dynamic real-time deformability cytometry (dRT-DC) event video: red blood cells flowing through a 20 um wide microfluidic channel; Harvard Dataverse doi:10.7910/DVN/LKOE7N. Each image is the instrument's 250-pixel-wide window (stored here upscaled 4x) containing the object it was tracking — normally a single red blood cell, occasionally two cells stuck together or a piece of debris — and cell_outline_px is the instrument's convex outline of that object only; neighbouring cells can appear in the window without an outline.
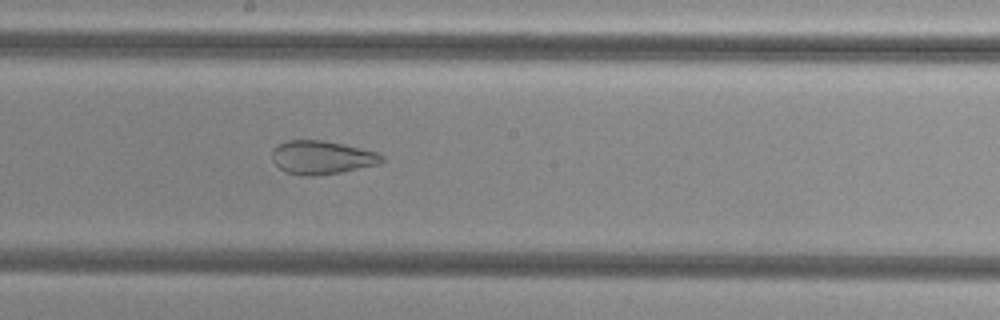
{"species": "common noctule bat (a hibernating species)", "species_latin": "Nyctalus noctula", "temperature_condition": "cold", "stored_images_in_passage": 47, "camera_frame_rate_fps": 3000, "um_per_image_px": 0.085, "animal": {"sex": "female", "body_mass_g": 29.2, "forearm_length_mm": 56.3}, "frame": {"image": 1, "passage_image": 26, "time_ms": 8.333, "image_size_px": [1000, 320], "cell_outline_px": [[384, 160], [380, 164], [340, 172], [316, 176], [300, 176], [284, 172], [272, 160], [272, 152], [280, 144], [288, 140], [324, 140], [380, 152], [384, 156]], "centroid_in_image_um": [27.39, 13.39], "position_along_channel_um": 220.8, "area_um2": 21.56}}
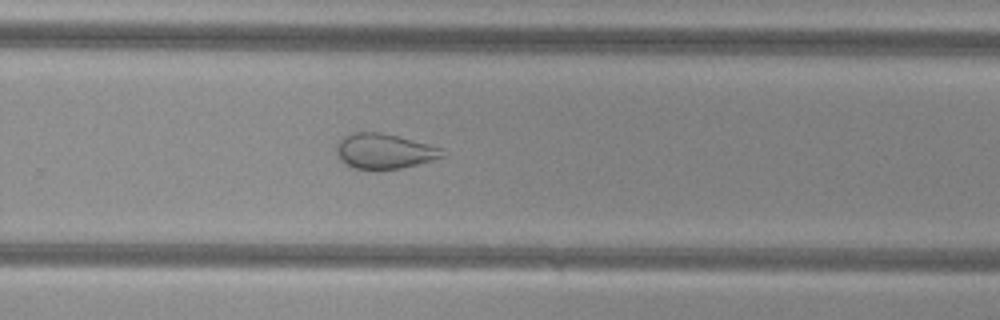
{"frame": {"image": 2, "passage_image": 32, "time_ms": 10.333, "image_size_px": [1000, 320], "cell_outline_px": [[448, 152], [444, 156], [432, 160], [400, 168], [352, 168], [344, 164], [336, 156], [336, 144], [344, 136], [352, 132], [380, 132], [396, 136], [440, 148]], "centroid_in_image_um": [32.6, 12.84], "position_along_channel_um": 297.2, "area_um2": 21.33}}
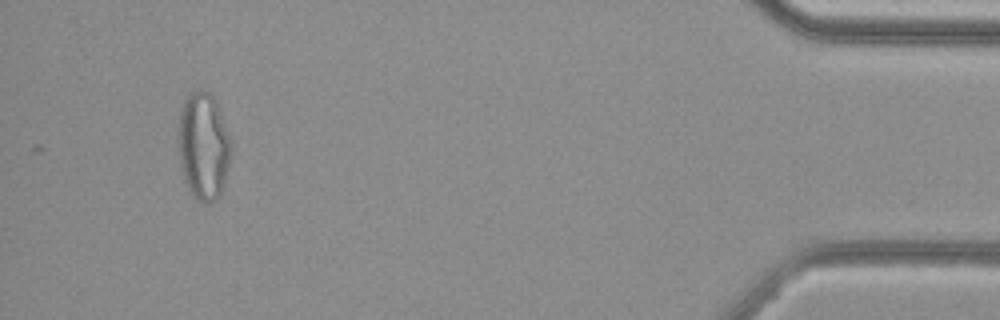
{"frame": {"image": 3, "passage_image": 47, "time_ms": 15.333, "image_size_px": [1000, 320], "cell_outline_px": [[232, 152], [224, 184], [220, 196], [208, 204], [196, 200], [192, 196], [184, 180], [180, 164], [176, 136], [180, 112], [184, 100], [196, 88], [200, 88], [212, 92], [216, 100], [232, 144]], "centroid_in_image_um": [17.28, 12.4], "position_along_channel_um": 417.9, "area_um2": 33.93}, "authors_computed_cell_mechanics": {"area_um2": 29.8248, "velocity_mm_per_s": 3.8189, "shape_relaxation_time_tau1_ms": null, "shape_relaxation_time_tau2_ms": 1.7112, "deformation_change_tau1": null, "deformation_change_tau2": 0.0841}}